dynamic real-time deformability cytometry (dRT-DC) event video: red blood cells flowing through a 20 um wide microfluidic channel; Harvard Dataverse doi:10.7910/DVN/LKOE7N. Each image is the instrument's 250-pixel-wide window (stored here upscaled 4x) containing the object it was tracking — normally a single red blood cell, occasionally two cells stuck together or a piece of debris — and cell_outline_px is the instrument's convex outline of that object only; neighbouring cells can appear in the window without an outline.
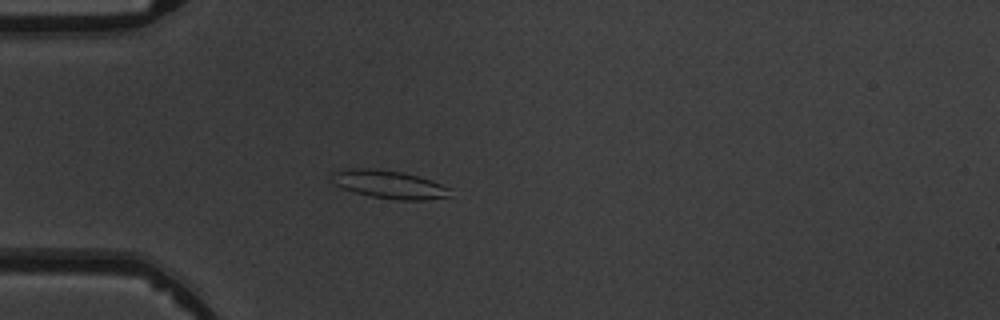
{"species": "common noctule bat (a hibernating species)", "species_latin": "Nyctalus noctula", "temperature_condition": "warm", "stored_images_in_passage": 5, "camera_frame_rate_fps": 3000, "um_per_image_px": 0.085, "animal": {"sex": "male", "body_mass_g": 19.5, "forearm_length_mm": 54.6}, "frame": {"image": 1, "passage_image": 4, "time_ms": 4.333, "image_size_px": [1000, 320], "cell_outline_px": [[452, 196], [424, 200], [396, 200], [372, 196], [356, 192], [344, 188], [336, 184], [332, 172], [348, 168], [372, 168], [404, 172], [432, 180], [452, 188]], "centroid_in_image_um": [33.18, 15.67], "position_along_channel_um": 51.8, "area_um2": 19.36}}